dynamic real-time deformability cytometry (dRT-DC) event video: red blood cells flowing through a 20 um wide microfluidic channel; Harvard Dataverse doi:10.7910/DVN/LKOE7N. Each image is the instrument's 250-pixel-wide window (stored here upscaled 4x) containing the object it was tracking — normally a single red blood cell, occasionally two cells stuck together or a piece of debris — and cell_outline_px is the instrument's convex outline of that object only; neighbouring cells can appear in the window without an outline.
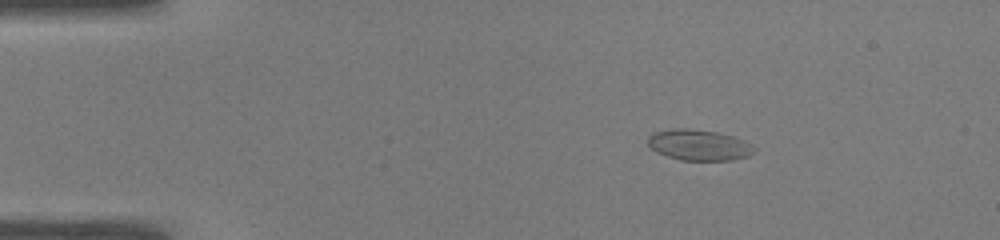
{"species": "common noctule bat (a hibernating species)", "species_latin": "Nyctalus noctula", "temperature_condition": "warm", "stored_images_in_passage": 40, "camera_frame_rate_fps": 3000, "um_per_image_px": 0.085, "animal": {"sex": "male", "body_mass_g": 19.0, "forearm_length_mm": 50.8}, "frame": {"image": 1, "passage_image": 1, "time_ms": 0.0, "image_size_px": [1000, 240], "cell_outline_px": [[740, 156], [724, 160], [684, 160], [660, 152], [652, 148], [648, 144], [648, 140], [652, 136], [660, 132], [712, 132], [724, 136]], "centroid_in_image_um": [58.94, 12.39], "position_along_channel_um": 26.1, "area_um2": 14.62}}
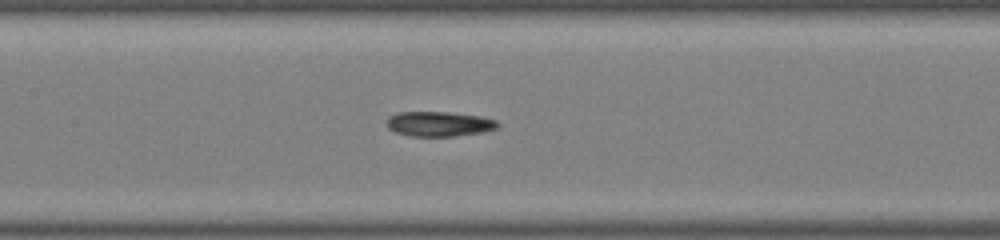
{"frame": {"image": 2, "passage_image": 18, "time_ms": 5.667, "image_size_px": [1000, 240], "cell_outline_px": [[496, 124], [492, 128], [476, 132], [448, 136], [416, 136], [400, 132], [392, 128], [388, 124], [388, 120], [392, 116], [400, 112], [440, 112], [476, 116], [492, 120]], "centroid_in_image_um": [37.24, 10.52], "position_along_channel_um": 170.2, "area_um2": 14.68}}
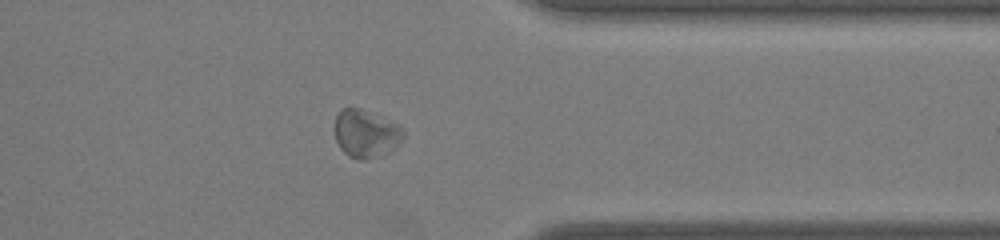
{"frame": {"image": 3, "passage_image": 35, "time_ms": 11.333, "image_size_px": [1000, 240], "cell_outline_px": [[392, 132], [364, 156], [352, 156], [344, 152], [336, 140], [336, 116], [344, 108], [352, 108], [392, 128]], "centroid_in_image_um": [30.52, 11.24], "position_along_channel_um": 380.9, "area_um2": 13.18}, "authors_computed_cell_mechanics": {"area_um2": 14.7101, "velocity_mm_per_s": 3.8209, "shape_relaxation_time_tau1_ms": null, "shape_relaxation_time_tau2_ms": 4.597, "deformation_change_tau1": null, "deformation_change_tau2": 0.1353}}